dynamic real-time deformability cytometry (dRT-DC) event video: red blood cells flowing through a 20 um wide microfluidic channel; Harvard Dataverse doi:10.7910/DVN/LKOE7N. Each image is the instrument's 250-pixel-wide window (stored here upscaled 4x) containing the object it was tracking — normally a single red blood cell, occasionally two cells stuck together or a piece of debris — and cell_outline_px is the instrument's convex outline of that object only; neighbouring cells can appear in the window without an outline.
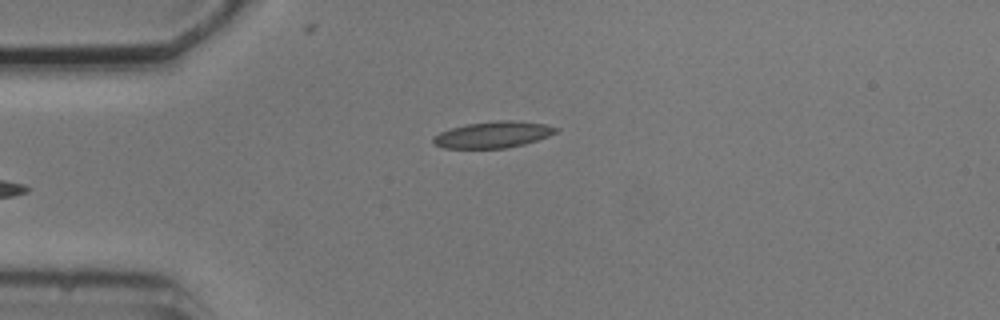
{"species": "common noctule bat (a hibernating species)", "species_latin": "Nyctalus noctula", "temperature_condition": "cold", "stored_images_in_passage": 4, "camera_frame_rate_fps": 3000, "um_per_image_px": 0.085, "animal": {"sex": "male", "body_mass_g": 20.5, "forearm_length_mm": 52.5}, "frame": {"image": 1, "passage_image": 4, "time_ms": 4.667, "image_size_px": [1000, 320], "cell_outline_px": [[560, 128], [556, 132], [548, 136], [524, 144], [504, 148], [444, 148], [436, 144], [432, 140], [432, 136], [440, 132], [452, 128], [468, 124], [500, 120], [512, 120], [544, 124]], "centroid_in_image_um": [41.91, 11.44], "position_along_channel_um": 43.1, "area_um2": 18.61}}